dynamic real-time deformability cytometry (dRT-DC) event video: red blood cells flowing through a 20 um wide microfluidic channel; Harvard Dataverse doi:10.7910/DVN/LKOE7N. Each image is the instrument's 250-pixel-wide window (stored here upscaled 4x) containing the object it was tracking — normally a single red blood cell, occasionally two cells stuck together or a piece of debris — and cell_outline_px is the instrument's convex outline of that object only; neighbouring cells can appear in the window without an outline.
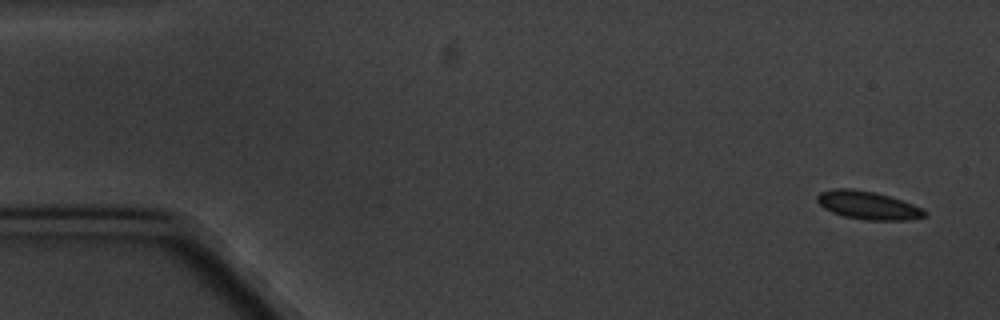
{"species": "common noctule bat (a hibernating species)", "species_latin": "Nyctalus noctula", "temperature_condition": "cold", "stored_images_in_passage": 11, "camera_frame_rate_fps": 3000, "um_per_image_px": 0.085, "animal": {"sex": "male", "body_mass_g": 20.1, "forearm_length_mm": 53.5}, "frame": {"image": 1, "passage_image": 1, "time_ms": 0.0, "image_size_px": [1000, 320], "cell_outline_px": [[928, 212], [924, 216], [908, 220], [864, 220], [844, 216], [832, 212], [824, 208], [816, 200], [816, 196], [820, 192], [832, 188], [852, 188], [872, 192], [888, 196], [924, 208]], "centroid_in_image_um": [73.75, 17.45], "position_along_channel_um": 11.2, "area_um2": 17.57}}
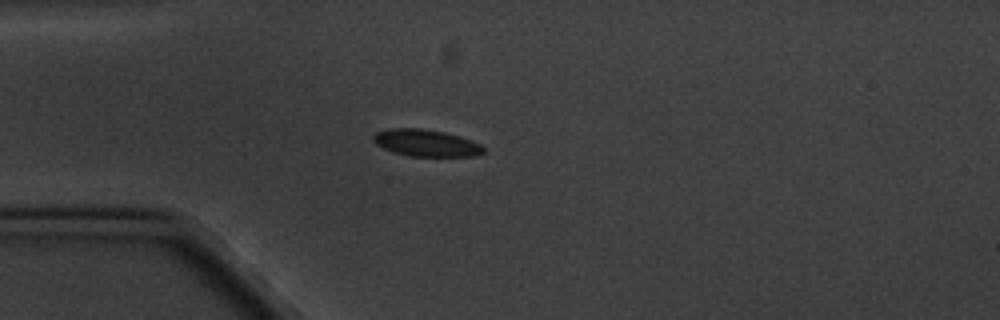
{"frame": {"image": 2, "passage_image": 4, "time_ms": 4.333, "image_size_px": [1000, 320], "cell_outline_px": [[484, 152], [476, 156], [408, 156], [392, 152], [376, 144], [372, 140], [372, 136], [376, 132], [392, 128], [420, 128], [444, 132], [460, 136], [472, 140], [480, 144], [484, 148]], "centroid_in_image_um": [36.21, 12.15], "position_along_channel_um": 48.8, "area_um2": 17.34}}
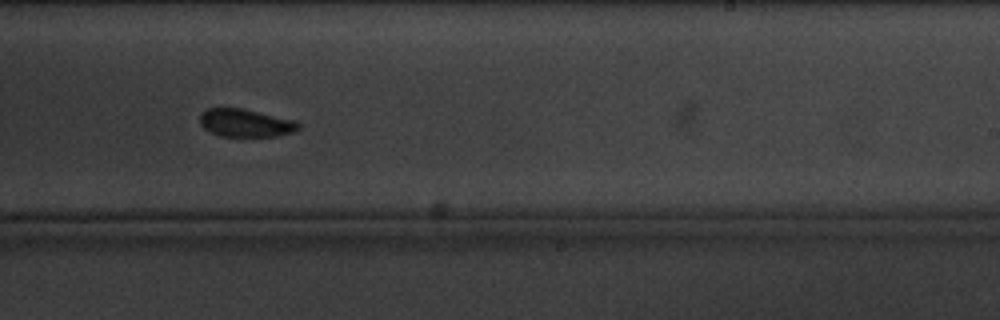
{"frame": {"image": 3, "passage_image": 10, "time_ms": 11.333, "image_size_px": [1000, 320], "cell_outline_px": [[300, 128], [292, 132], [276, 136], [220, 136], [204, 128], [200, 124], [200, 116], [208, 108], [240, 108], [296, 120], [300, 124]], "centroid_in_image_um": [20.89, 10.45], "position_along_channel_um": 268.1, "area_um2": 15.84}}